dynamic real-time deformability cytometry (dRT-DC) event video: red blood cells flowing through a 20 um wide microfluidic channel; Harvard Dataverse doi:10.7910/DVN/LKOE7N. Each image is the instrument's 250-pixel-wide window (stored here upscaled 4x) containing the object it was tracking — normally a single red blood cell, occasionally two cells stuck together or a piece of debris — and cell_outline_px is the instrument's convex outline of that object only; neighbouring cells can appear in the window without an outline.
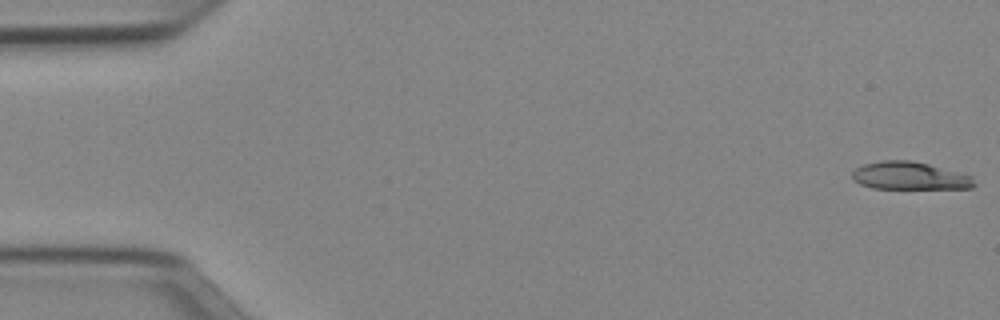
{"species": "Egyptian fruit bat (a non-hibernating species)", "species_latin": "Rousettus aegyptiacus", "temperature_condition": "cold", "stored_images_in_passage": 12, "camera_frame_rate_fps": 3000, "um_per_image_px": 0.085, "animal": {"sex": "female"}, "frame": {"image": 1, "passage_image": 1, "time_ms": 0.0, "image_size_px": [1000, 320], "cell_outline_px": [[976, 184], [972, 188], [872, 188], [860, 184], [852, 180], [852, 172], [856, 168], [864, 164], [880, 160], [912, 160], [928, 164], [972, 176]], "centroid_in_image_um": [77.29, 14.94], "position_along_channel_um": 7.7, "area_um2": 19.65}}